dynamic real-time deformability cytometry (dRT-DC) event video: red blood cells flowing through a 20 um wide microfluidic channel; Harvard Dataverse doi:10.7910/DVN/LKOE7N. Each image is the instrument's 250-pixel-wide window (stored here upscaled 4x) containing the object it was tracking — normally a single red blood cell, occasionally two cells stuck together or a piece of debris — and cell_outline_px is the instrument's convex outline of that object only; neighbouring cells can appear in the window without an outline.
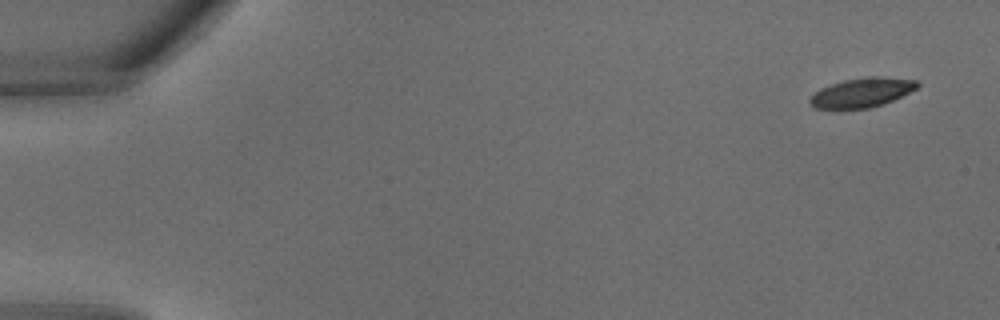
{"species": "common noctule bat (a hibernating species)", "species_latin": "Nyctalus noctula", "temperature_condition": "warm", "stored_images_in_passage": 33, "camera_frame_rate_fps": 3000, "um_per_image_px": 0.085, "animal": {"sex": "male", "body_mass_g": 18.8}, "frame": {"image": 1, "passage_image": 1, "time_ms": 0.0, "image_size_px": [1000, 320], "cell_outline_px": [[920, 84], [916, 88], [884, 104], [868, 108], [816, 108], [808, 104], [808, 100], [820, 88], [844, 80], [868, 76], [876, 76], [916, 80]], "centroid_in_image_um": [73.24, 7.86], "position_along_channel_um": 11.8, "area_um2": 18.09}}
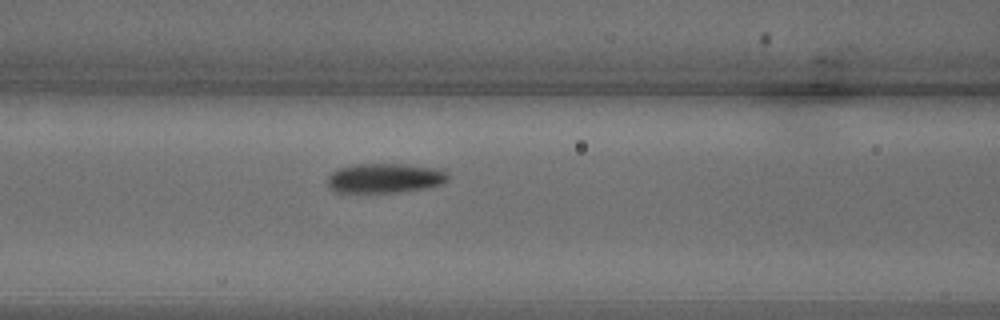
{"frame": {"image": 2, "passage_image": 14, "time_ms": 4.333, "image_size_px": [1000, 320], "cell_outline_px": [[448, 180], [444, 184], [428, 188], [400, 192], [332, 192], [328, 188], [328, 176], [336, 168], [356, 164], [404, 164], [444, 168], [448, 172]], "centroid_in_image_um": [32.76, 15.14], "position_along_channel_um": 133.8, "area_um2": 21.33}}
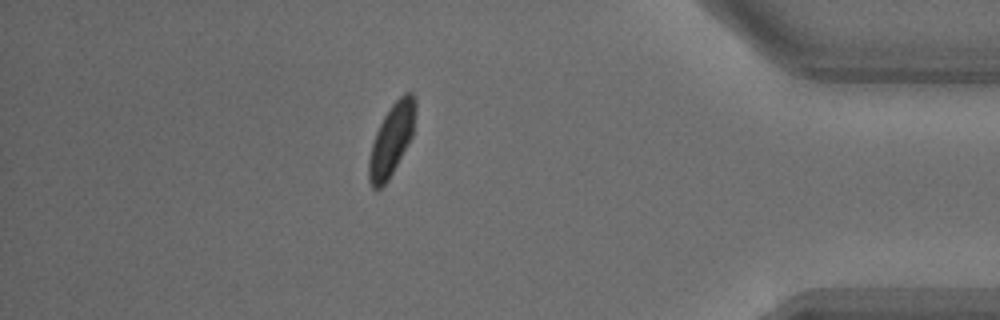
{"frame": {"image": 3, "passage_image": 29, "time_ms": 9.333, "image_size_px": [1000, 320], "cell_outline_px": [[416, 108], [412, 136], [388, 180], [380, 188], [372, 188], [368, 180], [368, 160], [372, 144], [376, 132], [384, 116], [392, 104], [404, 92], [412, 92], [416, 96]], "centroid_in_image_um": [33.28, 11.84], "position_along_channel_um": 401.9, "area_um2": 19.31}}